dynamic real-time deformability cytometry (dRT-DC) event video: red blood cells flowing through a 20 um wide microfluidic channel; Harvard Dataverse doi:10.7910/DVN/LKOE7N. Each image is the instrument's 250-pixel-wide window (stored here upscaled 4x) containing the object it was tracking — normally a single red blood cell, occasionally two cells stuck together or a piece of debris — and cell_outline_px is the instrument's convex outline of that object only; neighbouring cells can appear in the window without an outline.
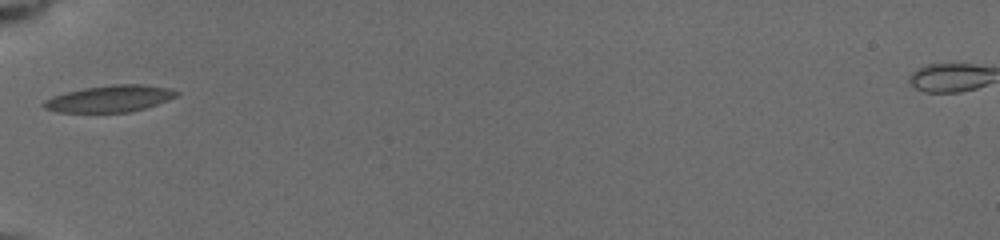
{"species": "common noctule bat (a hibernating species)", "species_latin": "Nyctalus noctula", "temperature_condition": "cold", "stored_images_in_passage": 2, "camera_frame_rate_fps": 3000, "um_per_image_px": 0.085, "animal": {"sex": "female", "body_mass_g": 19.5, "forearm_length_mm": 54.1}, "frame": {"image": 1, "passage_image": 1, "time_ms": 0.0, "image_size_px": [1000, 240], "cell_outline_px": [[180, 92], [176, 96], [168, 100], [144, 108], [128, 112], [56, 112], [44, 108], [40, 104], [44, 100], [52, 96], [64, 92], [84, 88], [112, 84], [144, 84], [168, 88]], "centroid_in_image_um": [9.28, 8.38], "position_along_channel_um": 75.7, "area_um2": 20.69}}